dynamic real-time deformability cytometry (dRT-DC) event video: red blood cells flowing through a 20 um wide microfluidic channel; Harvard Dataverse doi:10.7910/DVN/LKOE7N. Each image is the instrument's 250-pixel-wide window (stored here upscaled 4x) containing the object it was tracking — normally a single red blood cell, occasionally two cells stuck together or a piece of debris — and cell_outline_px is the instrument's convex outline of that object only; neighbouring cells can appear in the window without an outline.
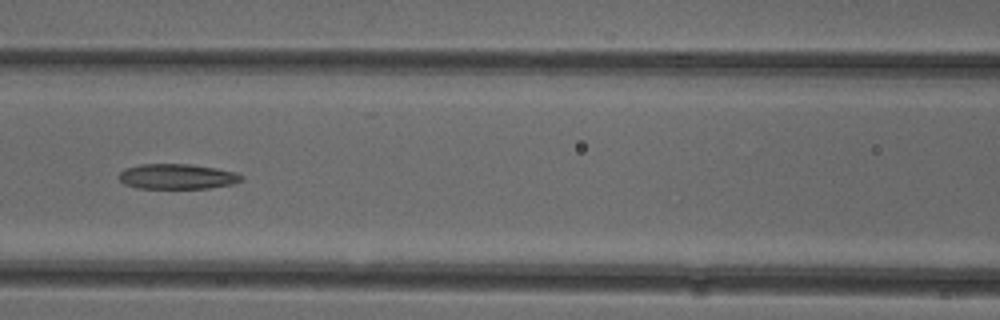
{"species": "common noctule bat (a hibernating species)", "species_latin": "Nyctalus noctula", "temperature_condition": "cold", "stored_images_in_passage": 5, "camera_frame_rate_fps": 3000, "um_per_image_px": 0.085, "animal": {"sex": "female"}, "frame": {"image": 1, "passage_image": 5, "time_ms": 5.667, "image_size_px": [1000, 320], "cell_outline_px": [[244, 180], [232, 184], [208, 188], [136, 188], [124, 184], [116, 176], [124, 168], [140, 164], [192, 164], [216, 168], [236, 172], [244, 176]], "centroid_in_image_um": [15.05, 15.0], "position_along_channel_um": 151.6, "area_um2": 18.21}}